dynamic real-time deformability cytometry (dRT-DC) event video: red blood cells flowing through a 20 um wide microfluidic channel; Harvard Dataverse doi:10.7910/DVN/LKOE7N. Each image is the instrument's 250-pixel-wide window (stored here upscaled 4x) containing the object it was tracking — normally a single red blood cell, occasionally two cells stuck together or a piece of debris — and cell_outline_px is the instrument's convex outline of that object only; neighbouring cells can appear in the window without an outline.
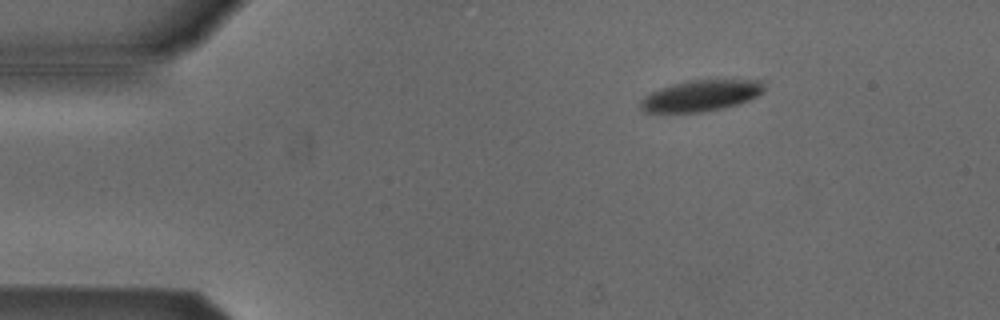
{"species": "Egyptian fruit bat (a non-hibernating species)", "species_latin": "Rousettus aegyptiacus", "temperature_condition": "cold", "stored_images_in_passage": 2, "camera_frame_rate_fps": 3000, "um_per_image_px": 0.085, "animal": {"sex": "male"}, "frame": {"image": 1, "passage_image": 1, "time_ms": 0.0, "image_size_px": [1000, 320], "cell_outline_px": [[764, 92], [748, 100], [724, 108], [704, 112], [644, 112], [640, 108], [640, 100], [644, 96], [660, 88], [672, 84], [688, 80], [764, 80]], "centroid_in_image_um": [59.57, 8.13], "position_along_channel_um": 25.4, "area_um2": 22.43}}